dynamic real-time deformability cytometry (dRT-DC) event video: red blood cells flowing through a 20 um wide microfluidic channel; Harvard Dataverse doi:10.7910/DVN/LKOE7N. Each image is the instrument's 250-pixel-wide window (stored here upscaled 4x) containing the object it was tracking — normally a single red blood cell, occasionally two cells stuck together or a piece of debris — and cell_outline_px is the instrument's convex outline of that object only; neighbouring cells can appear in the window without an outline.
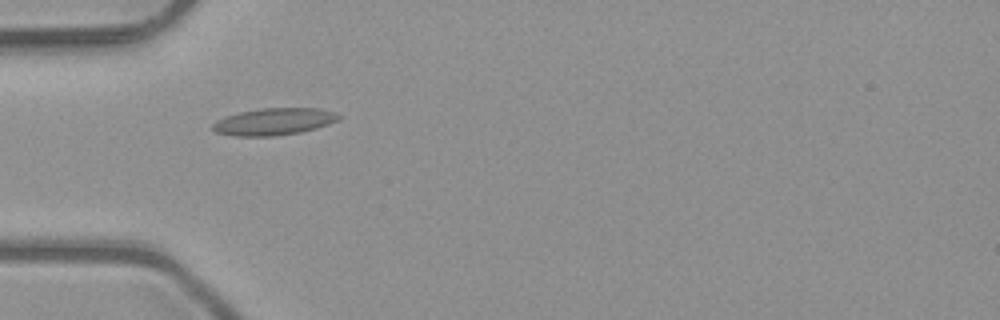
{"species": "common noctule bat (a hibernating species)", "species_latin": "Nyctalus noctula", "temperature_condition": "room temperature", "stored_images_in_passage": 4, "camera_frame_rate_fps": 3000, "um_per_image_px": 0.085, "animal": {"sex": "male", "body_mass_g": 23.1, "forearm_length_mm": 52.7}, "frame": {"image": 1, "passage_image": 3, "time_ms": 0.667, "image_size_px": [1000, 320], "cell_outline_px": [[344, 116], [328, 124], [316, 128], [300, 132], [272, 136], [236, 136], [216, 132], [212, 128], [212, 124], [216, 120], [240, 112], [260, 108], [320, 108], [336, 112]], "centroid_in_image_um": [23.32, 10.33], "position_along_channel_um": 61.7, "area_um2": 19.77}}
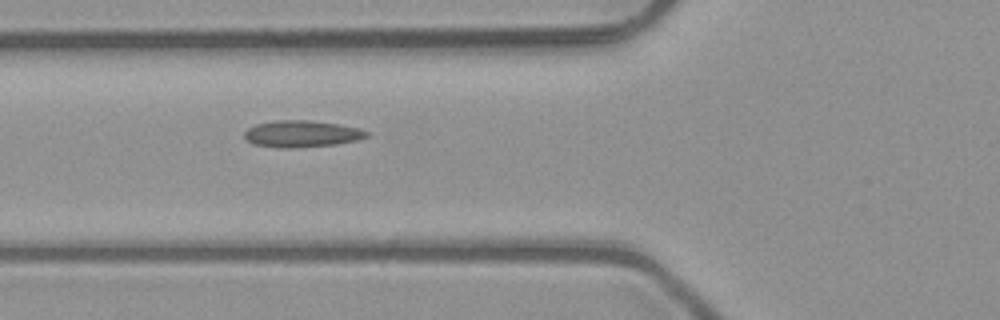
{"frame": {"image": 2, "passage_image": 4, "time_ms": 1.0, "image_size_px": [1000, 320], "cell_outline_px": [[368, 136], [356, 140], [336, 144], [292, 148], [276, 148], [252, 144], [244, 136], [244, 132], [248, 128], [256, 124], [272, 120], [308, 120], [336, 124], [360, 128], [368, 132]], "centroid_in_image_um": [25.6, 11.38], "position_along_channel_um": 100.2, "area_um2": 19.02}}